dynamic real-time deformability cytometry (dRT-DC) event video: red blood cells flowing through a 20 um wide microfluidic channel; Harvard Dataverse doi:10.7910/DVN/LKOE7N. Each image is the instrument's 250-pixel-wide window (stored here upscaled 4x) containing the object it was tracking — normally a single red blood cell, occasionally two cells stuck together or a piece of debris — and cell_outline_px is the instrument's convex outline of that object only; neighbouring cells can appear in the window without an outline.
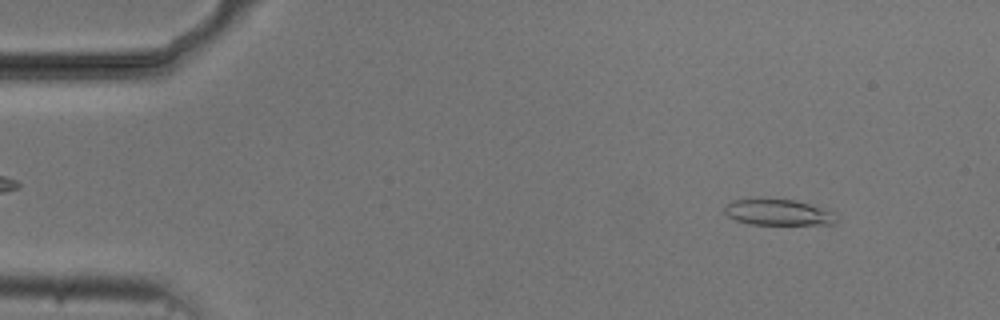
{"species": "common noctule bat (a hibernating species)", "species_latin": "Nyctalus noctula", "temperature_condition": "cold", "stored_images_in_passage": 51, "camera_frame_rate_fps": 3000, "um_per_image_px": 0.085, "animal": {"sex": "male", "body_mass_g": 20.5, "forearm_length_mm": 52.5}, "frame": {"image": 1, "passage_image": 3, "time_ms": 0.667, "image_size_px": [1000, 320], "cell_outline_px": [[836, 224], [748, 224], [736, 220], [728, 216], [724, 212], [724, 208], [728, 204], [736, 200], [796, 200], [832, 212], [836, 216]], "centroid_in_image_um": [66.15, 18.07], "position_along_channel_um": 18.9, "area_um2": 16.36}}
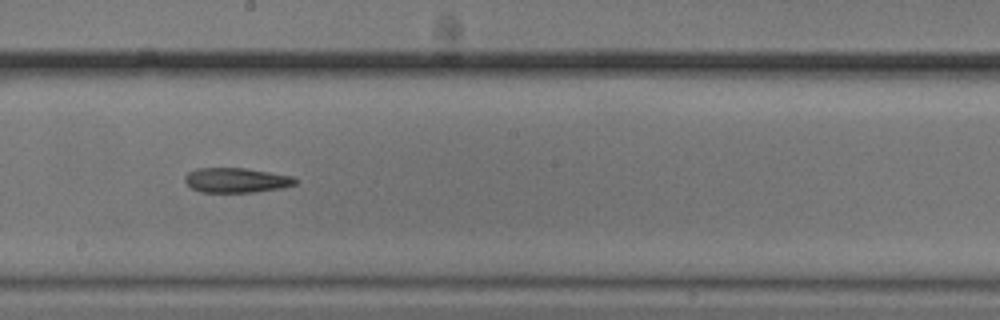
{"frame": {"image": 2, "passage_image": 27, "time_ms": 8.667, "image_size_px": [1000, 320], "cell_outline_px": [[296, 184], [280, 188], [256, 192], [200, 192], [192, 188], [184, 180], [184, 176], [188, 172], [196, 168], [244, 168], [292, 176], [296, 180]], "centroid_in_image_um": [20.05, 15.32], "position_along_channel_um": 228.2, "area_um2": 15.84}}
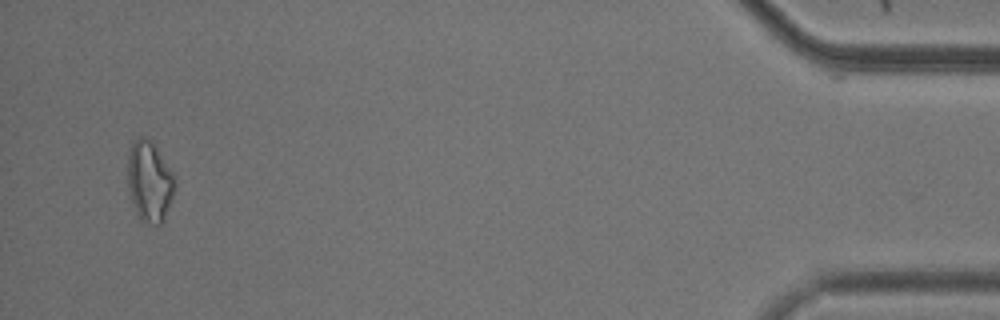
{"frame": {"image": 3, "passage_image": 49, "time_ms": 16.0, "image_size_px": [1000, 320], "cell_outline_px": [[176, 184], [164, 220], [160, 224], [156, 224], [140, 220], [136, 212], [128, 188], [128, 152], [132, 140], [140, 136], [144, 136], [152, 140], [172, 172], [176, 180]], "centroid_in_image_um": [12.7, 15.37], "position_along_channel_um": 422.5, "area_um2": 22.14}}